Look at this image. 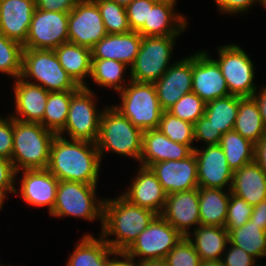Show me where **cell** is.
I'll list each match as a JSON object with an SVG mask.
<instances>
[{
	"mask_svg": "<svg viewBox=\"0 0 266 266\" xmlns=\"http://www.w3.org/2000/svg\"><path fill=\"white\" fill-rule=\"evenodd\" d=\"M59 63L73 81L80 87L88 86L86 77H90L92 65L91 49L66 42L54 49Z\"/></svg>",
	"mask_w": 266,
	"mask_h": 266,
	"instance_id": "28",
	"label": "cell"
},
{
	"mask_svg": "<svg viewBox=\"0 0 266 266\" xmlns=\"http://www.w3.org/2000/svg\"><path fill=\"white\" fill-rule=\"evenodd\" d=\"M20 78L49 92L81 88L63 69L54 50L23 49Z\"/></svg>",
	"mask_w": 266,
	"mask_h": 266,
	"instance_id": "5",
	"label": "cell"
},
{
	"mask_svg": "<svg viewBox=\"0 0 266 266\" xmlns=\"http://www.w3.org/2000/svg\"><path fill=\"white\" fill-rule=\"evenodd\" d=\"M153 84L162 110L167 111L184 94L192 92V54L172 63Z\"/></svg>",
	"mask_w": 266,
	"mask_h": 266,
	"instance_id": "17",
	"label": "cell"
},
{
	"mask_svg": "<svg viewBox=\"0 0 266 266\" xmlns=\"http://www.w3.org/2000/svg\"><path fill=\"white\" fill-rule=\"evenodd\" d=\"M13 151V117L0 116V157L10 159Z\"/></svg>",
	"mask_w": 266,
	"mask_h": 266,
	"instance_id": "46",
	"label": "cell"
},
{
	"mask_svg": "<svg viewBox=\"0 0 266 266\" xmlns=\"http://www.w3.org/2000/svg\"><path fill=\"white\" fill-rule=\"evenodd\" d=\"M200 266H224L221 260L203 261Z\"/></svg>",
	"mask_w": 266,
	"mask_h": 266,
	"instance_id": "55",
	"label": "cell"
},
{
	"mask_svg": "<svg viewBox=\"0 0 266 266\" xmlns=\"http://www.w3.org/2000/svg\"><path fill=\"white\" fill-rule=\"evenodd\" d=\"M230 245V246H229ZM228 247V248H227ZM221 259L224 266H262L256 264V258L242 248L228 243Z\"/></svg>",
	"mask_w": 266,
	"mask_h": 266,
	"instance_id": "45",
	"label": "cell"
},
{
	"mask_svg": "<svg viewBox=\"0 0 266 266\" xmlns=\"http://www.w3.org/2000/svg\"><path fill=\"white\" fill-rule=\"evenodd\" d=\"M143 131L134 126L112 106L104 107L100 117L99 137L96 142L101 160L105 152L140 160Z\"/></svg>",
	"mask_w": 266,
	"mask_h": 266,
	"instance_id": "4",
	"label": "cell"
},
{
	"mask_svg": "<svg viewBox=\"0 0 266 266\" xmlns=\"http://www.w3.org/2000/svg\"><path fill=\"white\" fill-rule=\"evenodd\" d=\"M115 256H119L120 259L116 258ZM106 266H136V263L132 259L125 256L123 253H120L117 255H113Z\"/></svg>",
	"mask_w": 266,
	"mask_h": 266,
	"instance_id": "53",
	"label": "cell"
},
{
	"mask_svg": "<svg viewBox=\"0 0 266 266\" xmlns=\"http://www.w3.org/2000/svg\"><path fill=\"white\" fill-rule=\"evenodd\" d=\"M217 62L226 80L230 95L252 97L259 86L254 84V64L248 53L239 45L226 44L218 47Z\"/></svg>",
	"mask_w": 266,
	"mask_h": 266,
	"instance_id": "11",
	"label": "cell"
},
{
	"mask_svg": "<svg viewBox=\"0 0 266 266\" xmlns=\"http://www.w3.org/2000/svg\"><path fill=\"white\" fill-rule=\"evenodd\" d=\"M101 157L94 142L55 135L47 170L59 181L82 182L97 185Z\"/></svg>",
	"mask_w": 266,
	"mask_h": 266,
	"instance_id": "1",
	"label": "cell"
},
{
	"mask_svg": "<svg viewBox=\"0 0 266 266\" xmlns=\"http://www.w3.org/2000/svg\"><path fill=\"white\" fill-rule=\"evenodd\" d=\"M158 129L170 140L184 145H193L194 125L163 111Z\"/></svg>",
	"mask_w": 266,
	"mask_h": 266,
	"instance_id": "39",
	"label": "cell"
},
{
	"mask_svg": "<svg viewBox=\"0 0 266 266\" xmlns=\"http://www.w3.org/2000/svg\"><path fill=\"white\" fill-rule=\"evenodd\" d=\"M68 18L69 12L36 8L23 48L54 50L68 42Z\"/></svg>",
	"mask_w": 266,
	"mask_h": 266,
	"instance_id": "12",
	"label": "cell"
},
{
	"mask_svg": "<svg viewBox=\"0 0 266 266\" xmlns=\"http://www.w3.org/2000/svg\"><path fill=\"white\" fill-rule=\"evenodd\" d=\"M100 10L107 34H125L131 31L126 7L110 0H94Z\"/></svg>",
	"mask_w": 266,
	"mask_h": 266,
	"instance_id": "38",
	"label": "cell"
},
{
	"mask_svg": "<svg viewBox=\"0 0 266 266\" xmlns=\"http://www.w3.org/2000/svg\"><path fill=\"white\" fill-rule=\"evenodd\" d=\"M160 215L183 236H187L191 227L197 225L196 229L201 225L199 187L167 195Z\"/></svg>",
	"mask_w": 266,
	"mask_h": 266,
	"instance_id": "18",
	"label": "cell"
},
{
	"mask_svg": "<svg viewBox=\"0 0 266 266\" xmlns=\"http://www.w3.org/2000/svg\"><path fill=\"white\" fill-rule=\"evenodd\" d=\"M260 89L256 90L252 97L258 105L262 122L264 124V127L266 128V86H263Z\"/></svg>",
	"mask_w": 266,
	"mask_h": 266,
	"instance_id": "52",
	"label": "cell"
},
{
	"mask_svg": "<svg viewBox=\"0 0 266 266\" xmlns=\"http://www.w3.org/2000/svg\"><path fill=\"white\" fill-rule=\"evenodd\" d=\"M88 86L81 87L72 97L65 127L58 133L68 139L86 140L96 143L99 137L102 110H97V100Z\"/></svg>",
	"mask_w": 266,
	"mask_h": 266,
	"instance_id": "9",
	"label": "cell"
},
{
	"mask_svg": "<svg viewBox=\"0 0 266 266\" xmlns=\"http://www.w3.org/2000/svg\"><path fill=\"white\" fill-rule=\"evenodd\" d=\"M177 37H142L140 50L133 65L129 68L130 80L146 83L159 80L172 65L170 61Z\"/></svg>",
	"mask_w": 266,
	"mask_h": 266,
	"instance_id": "8",
	"label": "cell"
},
{
	"mask_svg": "<svg viewBox=\"0 0 266 266\" xmlns=\"http://www.w3.org/2000/svg\"><path fill=\"white\" fill-rule=\"evenodd\" d=\"M217 5V9L221 13L227 14H242L247 12L257 2L265 7V0H214Z\"/></svg>",
	"mask_w": 266,
	"mask_h": 266,
	"instance_id": "48",
	"label": "cell"
},
{
	"mask_svg": "<svg viewBox=\"0 0 266 266\" xmlns=\"http://www.w3.org/2000/svg\"><path fill=\"white\" fill-rule=\"evenodd\" d=\"M128 67L113 59H92L90 79L98 86L113 88L118 93L128 84L123 76Z\"/></svg>",
	"mask_w": 266,
	"mask_h": 266,
	"instance_id": "35",
	"label": "cell"
},
{
	"mask_svg": "<svg viewBox=\"0 0 266 266\" xmlns=\"http://www.w3.org/2000/svg\"><path fill=\"white\" fill-rule=\"evenodd\" d=\"M137 173L122 196L130 203L160 215L167 198L166 192L150 167L140 165Z\"/></svg>",
	"mask_w": 266,
	"mask_h": 266,
	"instance_id": "20",
	"label": "cell"
},
{
	"mask_svg": "<svg viewBox=\"0 0 266 266\" xmlns=\"http://www.w3.org/2000/svg\"><path fill=\"white\" fill-rule=\"evenodd\" d=\"M77 91L49 92L43 120L40 122L46 129L58 134L65 127L71 97Z\"/></svg>",
	"mask_w": 266,
	"mask_h": 266,
	"instance_id": "36",
	"label": "cell"
},
{
	"mask_svg": "<svg viewBox=\"0 0 266 266\" xmlns=\"http://www.w3.org/2000/svg\"><path fill=\"white\" fill-rule=\"evenodd\" d=\"M252 211L253 206L249 205L244 199L231 193L225 228L227 230H233L241 227L249 221Z\"/></svg>",
	"mask_w": 266,
	"mask_h": 266,
	"instance_id": "42",
	"label": "cell"
},
{
	"mask_svg": "<svg viewBox=\"0 0 266 266\" xmlns=\"http://www.w3.org/2000/svg\"><path fill=\"white\" fill-rule=\"evenodd\" d=\"M254 161L266 172V135L255 144Z\"/></svg>",
	"mask_w": 266,
	"mask_h": 266,
	"instance_id": "51",
	"label": "cell"
},
{
	"mask_svg": "<svg viewBox=\"0 0 266 266\" xmlns=\"http://www.w3.org/2000/svg\"><path fill=\"white\" fill-rule=\"evenodd\" d=\"M97 186L82 182L59 181L54 208L50 215L55 218L73 216L90 222L99 218L102 228L105 199L98 200Z\"/></svg>",
	"mask_w": 266,
	"mask_h": 266,
	"instance_id": "7",
	"label": "cell"
},
{
	"mask_svg": "<svg viewBox=\"0 0 266 266\" xmlns=\"http://www.w3.org/2000/svg\"><path fill=\"white\" fill-rule=\"evenodd\" d=\"M233 130L254 144L266 135V128L253 97L239 96V109Z\"/></svg>",
	"mask_w": 266,
	"mask_h": 266,
	"instance_id": "31",
	"label": "cell"
},
{
	"mask_svg": "<svg viewBox=\"0 0 266 266\" xmlns=\"http://www.w3.org/2000/svg\"><path fill=\"white\" fill-rule=\"evenodd\" d=\"M142 36L137 31L125 34H107L92 49V59H113L129 68L140 50Z\"/></svg>",
	"mask_w": 266,
	"mask_h": 266,
	"instance_id": "24",
	"label": "cell"
},
{
	"mask_svg": "<svg viewBox=\"0 0 266 266\" xmlns=\"http://www.w3.org/2000/svg\"><path fill=\"white\" fill-rule=\"evenodd\" d=\"M112 255L117 253L101 236L95 238L90 233H85L75 245L66 266H106Z\"/></svg>",
	"mask_w": 266,
	"mask_h": 266,
	"instance_id": "29",
	"label": "cell"
},
{
	"mask_svg": "<svg viewBox=\"0 0 266 266\" xmlns=\"http://www.w3.org/2000/svg\"><path fill=\"white\" fill-rule=\"evenodd\" d=\"M201 148L193 150L197 159L199 187L231 190L233 171L228 166L221 146L216 144Z\"/></svg>",
	"mask_w": 266,
	"mask_h": 266,
	"instance_id": "15",
	"label": "cell"
},
{
	"mask_svg": "<svg viewBox=\"0 0 266 266\" xmlns=\"http://www.w3.org/2000/svg\"><path fill=\"white\" fill-rule=\"evenodd\" d=\"M196 147L170 140L159 129H149L142 134V152L139 163L150 167L154 163L168 160H182L193 153Z\"/></svg>",
	"mask_w": 266,
	"mask_h": 266,
	"instance_id": "21",
	"label": "cell"
},
{
	"mask_svg": "<svg viewBox=\"0 0 266 266\" xmlns=\"http://www.w3.org/2000/svg\"><path fill=\"white\" fill-rule=\"evenodd\" d=\"M250 220L260 226V229L266 231V199L253 206Z\"/></svg>",
	"mask_w": 266,
	"mask_h": 266,
	"instance_id": "50",
	"label": "cell"
},
{
	"mask_svg": "<svg viewBox=\"0 0 266 266\" xmlns=\"http://www.w3.org/2000/svg\"><path fill=\"white\" fill-rule=\"evenodd\" d=\"M16 170L10 159L0 157V193L6 198L8 193H15Z\"/></svg>",
	"mask_w": 266,
	"mask_h": 266,
	"instance_id": "47",
	"label": "cell"
},
{
	"mask_svg": "<svg viewBox=\"0 0 266 266\" xmlns=\"http://www.w3.org/2000/svg\"><path fill=\"white\" fill-rule=\"evenodd\" d=\"M136 266H168L164 259L148 260L144 262H137Z\"/></svg>",
	"mask_w": 266,
	"mask_h": 266,
	"instance_id": "54",
	"label": "cell"
},
{
	"mask_svg": "<svg viewBox=\"0 0 266 266\" xmlns=\"http://www.w3.org/2000/svg\"><path fill=\"white\" fill-rule=\"evenodd\" d=\"M231 193L256 206L266 199V172L255 162L233 172Z\"/></svg>",
	"mask_w": 266,
	"mask_h": 266,
	"instance_id": "26",
	"label": "cell"
},
{
	"mask_svg": "<svg viewBox=\"0 0 266 266\" xmlns=\"http://www.w3.org/2000/svg\"><path fill=\"white\" fill-rule=\"evenodd\" d=\"M79 0H36V8L45 11L70 12Z\"/></svg>",
	"mask_w": 266,
	"mask_h": 266,
	"instance_id": "49",
	"label": "cell"
},
{
	"mask_svg": "<svg viewBox=\"0 0 266 266\" xmlns=\"http://www.w3.org/2000/svg\"><path fill=\"white\" fill-rule=\"evenodd\" d=\"M167 195L198 188L197 159L194 152L182 160H168L150 166Z\"/></svg>",
	"mask_w": 266,
	"mask_h": 266,
	"instance_id": "16",
	"label": "cell"
},
{
	"mask_svg": "<svg viewBox=\"0 0 266 266\" xmlns=\"http://www.w3.org/2000/svg\"><path fill=\"white\" fill-rule=\"evenodd\" d=\"M222 135L206 116H202L194 124V141L204 142V146L219 144Z\"/></svg>",
	"mask_w": 266,
	"mask_h": 266,
	"instance_id": "44",
	"label": "cell"
},
{
	"mask_svg": "<svg viewBox=\"0 0 266 266\" xmlns=\"http://www.w3.org/2000/svg\"><path fill=\"white\" fill-rule=\"evenodd\" d=\"M23 45L0 32V73L16 79L22 73Z\"/></svg>",
	"mask_w": 266,
	"mask_h": 266,
	"instance_id": "37",
	"label": "cell"
},
{
	"mask_svg": "<svg viewBox=\"0 0 266 266\" xmlns=\"http://www.w3.org/2000/svg\"><path fill=\"white\" fill-rule=\"evenodd\" d=\"M183 237L161 215H157L123 254L134 262L136 258L140 259L138 262L164 259Z\"/></svg>",
	"mask_w": 266,
	"mask_h": 266,
	"instance_id": "10",
	"label": "cell"
},
{
	"mask_svg": "<svg viewBox=\"0 0 266 266\" xmlns=\"http://www.w3.org/2000/svg\"><path fill=\"white\" fill-rule=\"evenodd\" d=\"M239 109V96L228 95L206 103L205 113L211 124L222 134L234 129Z\"/></svg>",
	"mask_w": 266,
	"mask_h": 266,
	"instance_id": "33",
	"label": "cell"
},
{
	"mask_svg": "<svg viewBox=\"0 0 266 266\" xmlns=\"http://www.w3.org/2000/svg\"><path fill=\"white\" fill-rule=\"evenodd\" d=\"M230 194L227 189L199 187L201 225L225 227Z\"/></svg>",
	"mask_w": 266,
	"mask_h": 266,
	"instance_id": "30",
	"label": "cell"
},
{
	"mask_svg": "<svg viewBox=\"0 0 266 266\" xmlns=\"http://www.w3.org/2000/svg\"><path fill=\"white\" fill-rule=\"evenodd\" d=\"M13 90L16 114L10 115L20 121L40 123L45 113L49 91L20 77L14 80Z\"/></svg>",
	"mask_w": 266,
	"mask_h": 266,
	"instance_id": "23",
	"label": "cell"
},
{
	"mask_svg": "<svg viewBox=\"0 0 266 266\" xmlns=\"http://www.w3.org/2000/svg\"><path fill=\"white\" fill-rule=\"evenodd\" d=\"M22 171L20 192L15 189L14 194L20 193L22 199L31 206L48 207L50 214L54 208L59 180L47 169Z\"/></svg>",
	"mask_w": 266,
	"mask_h": 266,
	"instance_id": "19",
	"label": "cell"
},
{
	"mask_svg": "<svg viewBox=\"0 0 266 266\" xmlns=\"http://www.w3.org/2000/svg\"><path fill=\"white\" fill-rule=\"evenodd\" d=\"M128 81V85L118 92L121 104L113 107L142 131L158 129L163 110L154 84Z\"/></svg>",
	"mask_w": 266,
	"mask_h": 266,
	"instance_id": "6",
	"label": "cell"
},
{
	"mask_svg": "<svg viewBox=\"0 0 266 266\" xmlns=\"http://www.w3.org/2000/svg\"><path fill=\"white\" fill-rule=\"evenodd\" d=\"M107 35L100 10L94 0H79L69 12L68 42L92 49Z\"/></svg>",
	"mask_w": 266,
	"mask_h": 266,
	"instance_id": "13",
	"label": "cell"
},
{
	"mask_svg": "<svg viewBox=\"0 0 266 266\" xmlns=\"http://www.w3.org/2000/svg\"><path fill=\"white\" fill-rule=\"evenodd\" d=\"M35 9L36 0H0V32L23 45Z\"/></svg>",
	"mask_w": 266,
	"mask_h": 266,
	"instance_id": "22",
	"label": "cell"
},
{
	"mask_svg": "<svg viewBox=\"0 0 266 266\" xmlns=\"http://www.w3.org/2000/svg\"><path fill=\"white\" fill-rule=\"evenodd\" d=\"M192 92L205 103L230 95L217 62L206 50L192 54Z\"/></svg>",
	"mask_w": 266,
	"mask_h": 266,
	"instance_id": "14",
	"label": "cell"
},
{
	"mask_svg": "<svg viewBox=\"0 0 266 266\" xmlns=\"http://www.w3.org/2000/svg\"><path fill=\"white\" fill-rule=\"evenodd\" d=\"M156 2H161V3H168L171 5H175L176 6V2L177 0H155Z\"/></svg>",
	"mask_w": 266,
	"mask_h": 266,
	"instance_id": "57",
	"label": "cell"
},
{
	"mask_svg": "<svg viewBox=\"0 0 266 266\" xmlns=\"http://www.w3.org/2000/svg\"><path fill=\"white\" fill-rule=\"evenodd\" d=\"M155 212L130 203L121 194L105 199L100 236L117 253H124L157 216ZM115 235L113 239H109Z\"/></svg>",
	"mask_w": 266,
	"mask_h": 266,
	"instance_id": "2",
	"label": "cell"
},
{
	"mask_svg": "<svg viewBox=\"0 0 266 266\" xmlns=\"http://www.w3.org/2000/svg\"><path fill=\"white\" fill-rule=\"evenodd\" d=\"M56 133L41 123L13 118V151L11 161L16 175L21 170L47 169L50 148Z\"/></svg>",
	"mask_w": 266,
	"mask_h": 266,
	"instance_id": "3",
	"label": "cell"
},
{
	"mask_svg": "<svg viewBox=\"0 0 266 266\" xmlns=\"http://www.w3.org/2000/svg\"><path fill=\"white\" fill-rule=\"evenodd\" d=\"M110 1H113L121 6H128L133 0H110Z\"/></svg>",
	"mask_w": 266,
	"mask_h": 266,
	"instance_id": "56",
	"label": "cell"
},
{
	"mask_svg": "<svg viewBox=\"0 0 266 266\" xmlns=\"http://www.w3.org/2000/svg\"><path fill=\"white\" fill-rule=\"evenodd\" d=\"M193 230V233L190 231L186 237L193 244L201 262L221 260L229 243L227 229L221 226L199 225Z\"/></svg>",
	"mask_w": 266,
	"mask_h": 266,
	"instance_id": "27",
	"label": "cell"
},
{
	"mask_svg": "<svg viewBox=\"0 0 266 266\" xmlns=\"http://www.w3.org/2000/svg\"><path fill=\"white\" fill-rule=\"evenodd\" d=\"M156 3L155 0H133L126 6L131 31H138L144 23H148L149 7H153Z\"/></svg>",
	"mask_w": 266,
	"mask_h": 266,
	"instance_id": "43",
	"label": "cell"
},
{
	"mask_svg": "<svg viewBox=\"0 0 266 266\" xmlns=\"http://www.w3.org/2000/svg\"><path fill=\"white\" fill-rule=\"evenodd\" d=\"M206 103L194 92L184 94L167 112L179 119L195 124L204 116Z\"/></svg>",
	"mask_w": 266,
	"mask_h": 266,
	"instance_id": "40",
	"label": "cell"
},
{
	"mask_svg": "<svg viewBox=\"0 0 266 266\" xmlns=\"http://www.w3.org/2000/svg\"><path fill=\"white\" fill-rule=\"evenodd\" d=\"M168 266H200L201 260L193 244L184 236L164 258Z\"/></svg>",
	"mask_w": 266,
	"mask_h": 266,
	"instance_id": "41",
	"label": "cell"
},
{
	"mask_svg": "<svg viewBox=\"0 0 266 266\" xmlns=\"http://www.w3.org/2000/svg\"><path fill=\"white\" fill-rule=\"evenodd\" d=\"M175 5L157 2L149 7L148 23L137 31L142 37L179 36L187 28V17L176 13Z\"/></svg>",
	"mask_w": 266,
	"mask_h": 266,
	"instance_id": "25",
	"label": "cell"
},
{
	"mask_svg": "<svg viewBox=\"0 0 266 266\" xmlns=\"http://www.w3.org/2000/svg\"><path fill=\"white\" fill-rule=\"evenodd\" d=\"M221 146L229 168L234 172L254 161L255 144L232 130L222 135Z\"/></svg>",
	"mask_w": 266,
	"mask_h": 266,
	"instance_id": "32",
	"label": "cell"
},
{
	"mask_svg": "<svg viewBox=\"0 0 266 266\" xmlns=\"http://www.w3.org/2000/svg\"><path fill=\"white\" fill-rule=\"evenodd\" d=\"M6 197L0 193V210L3 208L4 200Z\"/></svg>",
	"mask_w": 266,
	"mask_h": 266,
	"instance_id": "58",
	"label": "cell"
},
{
	"mask_svg": "<svg viewBox=\"0 0 266 266\" xmlns=\"http://www.w3.org/2000/svg\"><path fill=\"white\" fill-rule=\"evenodd\" d=\"M229 243L242 248L249 255L257 259L266 256V231L253 223L250 219L239 228L227 230Z\"/></svg>",
	"mask_w": 266,
	"mask_h": 266,
	"instance_id": "34",
	"label": "cell"
}]
</instances>
